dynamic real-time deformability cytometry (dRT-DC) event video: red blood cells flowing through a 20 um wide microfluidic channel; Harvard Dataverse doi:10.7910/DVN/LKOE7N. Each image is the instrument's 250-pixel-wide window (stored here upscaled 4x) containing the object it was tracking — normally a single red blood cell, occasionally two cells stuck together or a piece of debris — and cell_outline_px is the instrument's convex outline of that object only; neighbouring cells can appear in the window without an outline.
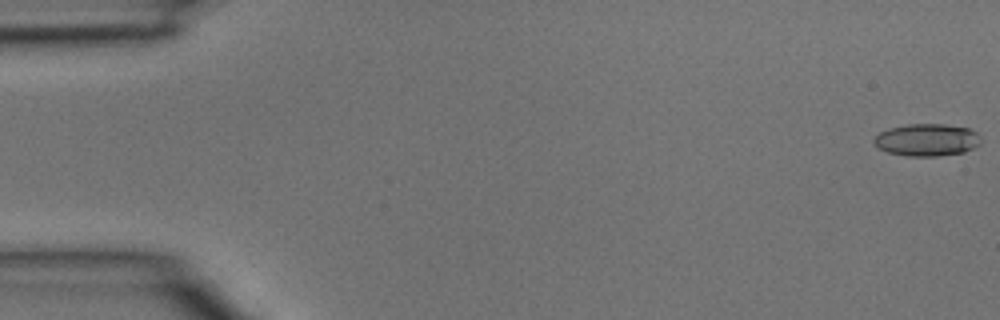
{"species": "common noctule bat (a hibernating species)", "species_latin": "Nyctalus noctula", "temperature_condition": "room temperature", "stored_images_in_passage": 5, "camera_frame_rate_fps": 3000, "um_per_image_px": 0.085, "animal": {"sex": "male", "body_mass_g": 15.6}, "frame": {"image": 1, "passage_image": 1, "time_ms": 0.0, "image_size_px": [1000, 320], "cell_outline_px": [[980, 144], [964, 152], [936, 156], [908, 156], [888, 152], [880, 148], [872, 140], [880, 132], [888, 128], [908, 124], [944, 124], [968, 128], [976, 132], [980, 136]], "centroid_in_image_um": [78.79, 11.88], "position_along_channel_um": 6.2, "area_um2": 20.0}}
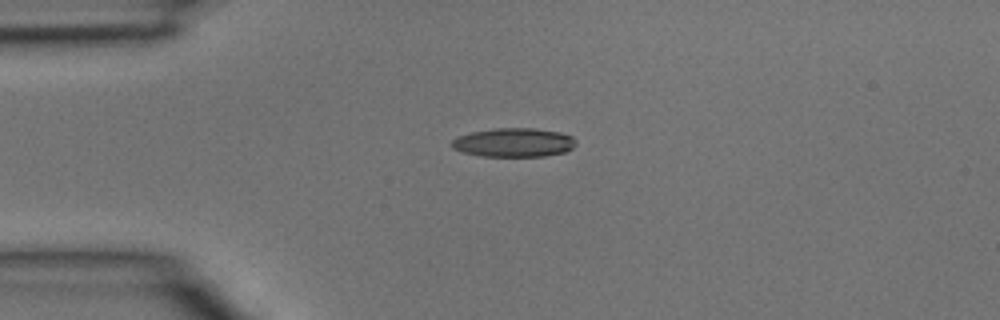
{"frame": {"image": 2, "passage_image": 4, "time_ms": 1.0, "image_size_px": [1000, 320], "cell_outline_px": [[576, 144], [572, 148], [564, 152], [544, 156], [484, 156], [464, 152], [452, 148], [452, 140], [456, 136], [472, 132], [496, 128], [536, 128], [560, 132], [572, 136], [576, 140]], "centroid_in_image_um": [43.69, 12.1], "position_along_channel_um": 41.3, "area_um2": 20.87}}